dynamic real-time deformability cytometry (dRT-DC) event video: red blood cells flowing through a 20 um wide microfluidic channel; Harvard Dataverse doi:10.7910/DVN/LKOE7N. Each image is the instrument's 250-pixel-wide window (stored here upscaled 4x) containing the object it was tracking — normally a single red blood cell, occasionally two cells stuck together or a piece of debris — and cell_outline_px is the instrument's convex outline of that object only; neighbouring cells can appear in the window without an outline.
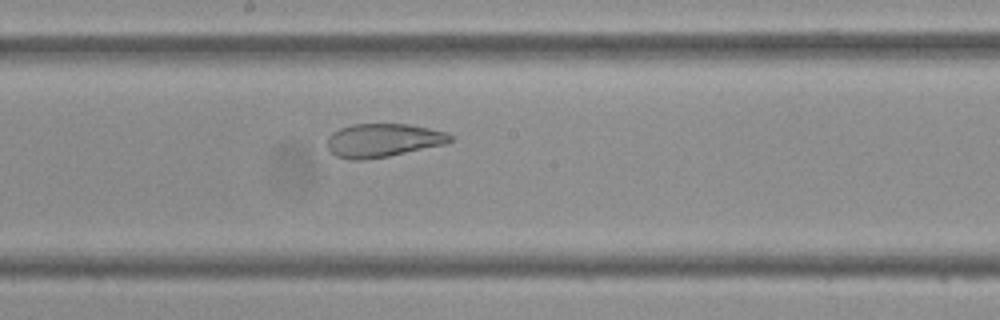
{"species": "Egyptian fruit bat (a non-hibernating species)", "species_latin": "Rousettus aegyptiacus", "temperature_condition": "cold", "stored_images_in_passage": 45, "camera_frame_rate_fps": 3000, "um_per_image_px": 0.085, "frame": {"image": 1, "passage_image": 24, "time_ms": 7.667, "image_size_px": [1000, 320], "cell_outline_px": [[452, 140], [448, 144], [388, 156], [364, 160], [352, 160], [336, 156], [328, 148], [328, 136], [332, 132], [340, 128], [352, 124], [408, 124], [448, 132], [452, 136]], "centroid_in_image_um": [32.58, 11.93], "position_along_channel_um": 215.6, "area_um2": 24.1}}
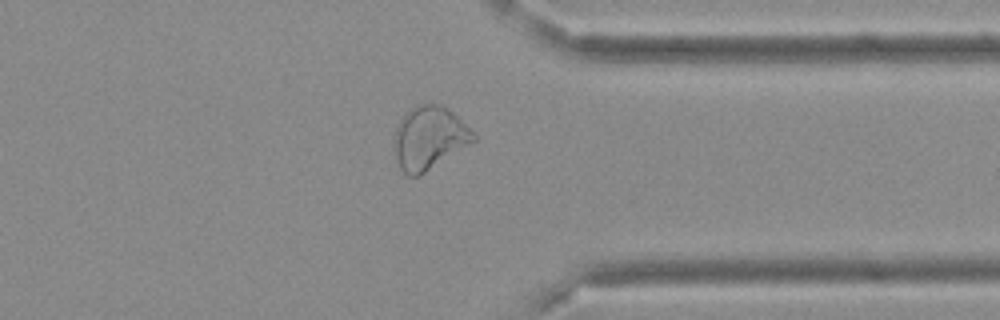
{"frame": {"image": 2, "passage_image": 35, "time_ms": 11.333, "image_size_px": [1000, 320], "cell_outline_px": [[476, 140], [424, 172], [416, 176], [408, 176], [400, 168], [396, 160], [392, 148], [396, 128], [400, 120], [416, 104], [440, 104], [448, 108], [476, 136]], "centroid_in_image_um": [36.43, 11.72], "position_along_channel_um": 375.0, "area_um2": 28.61}}
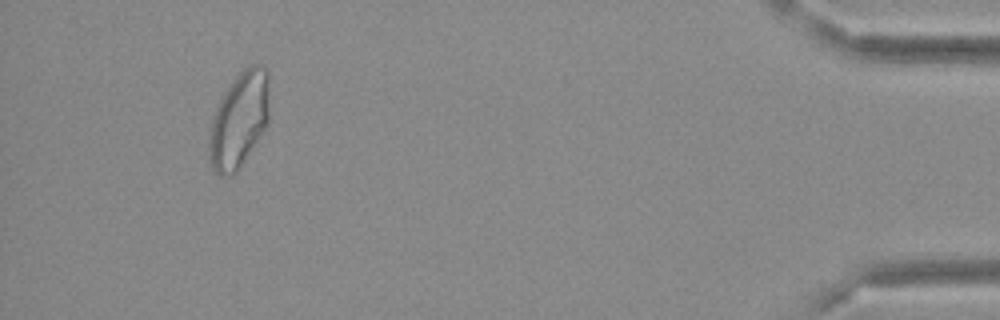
{"frame": {"image": 3, "passage_image": 42, "time_ms": 13.667, "image_size_px": [1000, 320], "cell_outline_px": [[268, 124], [236, 172], [232, 176], [220, 176], [212, 168], [208, 160], [208, 132], [212, 116], [224, 92], [236, 76], [244, 68], [252, 64], [264, 64], [268, 72]], "centroid_in_image_um": [20.29, 10.2], "position_along_channel_um": 414.9, "area_um2": 33.81}}